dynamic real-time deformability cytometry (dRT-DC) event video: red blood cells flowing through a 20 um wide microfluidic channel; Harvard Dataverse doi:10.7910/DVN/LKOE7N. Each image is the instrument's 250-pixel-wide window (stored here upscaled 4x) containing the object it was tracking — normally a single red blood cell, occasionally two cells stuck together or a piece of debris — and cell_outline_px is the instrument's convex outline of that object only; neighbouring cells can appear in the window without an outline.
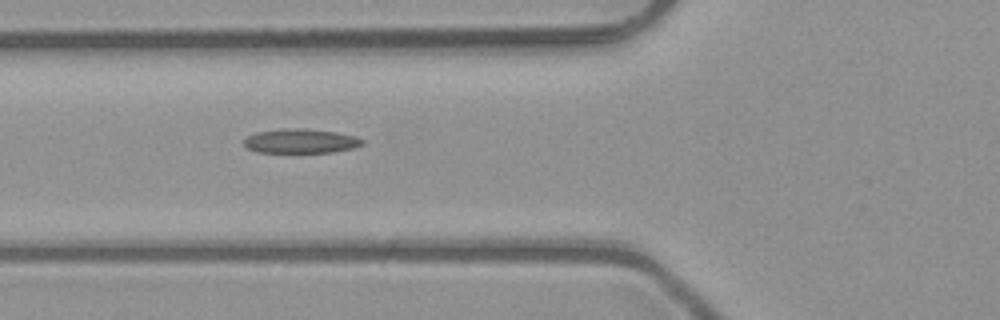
{"species": "common noctule bat (a hibernating species)", "species_latin": "Nyctalus noctula", "temperature_condition": "room temperature", "stored_images_in_passage": 4, "segment_of_instrument_passage": [1, 2], "camera_frame_rate_fps": 3000, "um_per_image_px": 0.085, "animal": {"sex": "male", "body_mass_g": 23.1, "forearm_length_mm": 52.7}, "frame": {"image": 1, "passage_image": 3, "time_ms": 0.667, "image_size_px": [1000, 320], "cell_outline_px": [[364, 144], [352, 148], [332, 152], [296, 156], [256, 152], [248, 148], [244, 144], [244, 140], [248, 136], [256, 132], [280, 128], [304, 128], [336, 132], [356, 136], [364, 140]], "centroid_in_image_um": [25.53, 12.04], "position_along_channel_um": 100.3, "area_um2": 17.92}}